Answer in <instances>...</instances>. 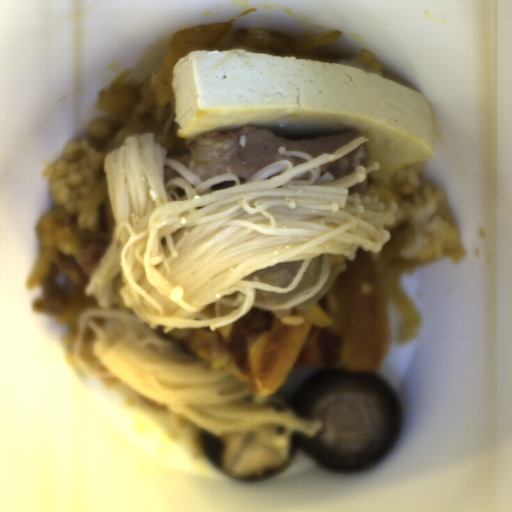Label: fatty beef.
Instances as JSON below:
<instances>
[{
  "mask_svg": "<svg viewBox=\"0 0 512 512\" xmlns=\"http://www.w3.org/2000/svg\"><path fill=\"white\" fill-rule=\"evenodd\" d=\"M114 223L108 192L96 207L70 218V236L58 244L45 273L37 280L41 295L33 310L54 315L59 325L67 323L68 343L76 341L81 313L97 301L93 293L86 294L85 287L112 240Z\"/></svg>",
  "mask_w": 512,
  "mask_h": 512,
  "instance_id": "1",
  "label": "fatty beef"
},
{
  "mask_svg": "<svg viewBox=\"0 0 512 512\" xmlns=\"http://www.w3.org/2000/svg\"><path fill=\"white\" fill-rule=\"evenodd\" d=\"M129 70L118 75L113 84L102 89L98 103L108 112L90 122L87 139L96 151L109 154L119 149L131 136L150 133L167 123L171 110L155 99L149 81L132 84Z\"/></svg>",
  "mask_w": 512,
  "mask_h": 512,
  "instance_id": "2",
  "label": "fatty beef"
}]
</instances>
